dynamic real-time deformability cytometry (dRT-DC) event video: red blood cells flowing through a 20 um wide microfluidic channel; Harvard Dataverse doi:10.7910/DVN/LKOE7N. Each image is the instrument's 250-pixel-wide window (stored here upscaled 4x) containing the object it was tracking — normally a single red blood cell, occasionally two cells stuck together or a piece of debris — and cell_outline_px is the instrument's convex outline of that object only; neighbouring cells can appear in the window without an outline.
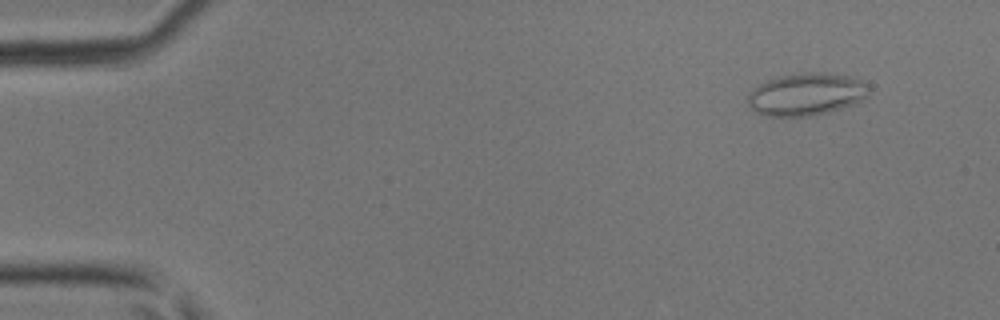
{"species": "common noctule bat (a hibernating species)", "species_latin": "Nyctalus noctula", "temperature_condition": "room temperature", "stored_images_in_passage": 47, "camera_frame_rate_fps": 3000, "um_per_image_px": 0.085, "animal": {"sex": "male", "body_mass_g": 17.9, "forearm_length_mm": 54.2}, "frame": {"image": 1, "passage_image": 5, "time_ms": 1.333, "image_size_px": [1000, 320], "cell_outline_px": [[872, 88], [868, 96], [852, 104], [828, 112], [812, 116], [768, 116], [756, 112], [748, 104], [748, 92], [760, 84], [768, 80], [780, 76], [808, 72], [820, 72], [848, 76], [860, 80], [868, 84]], "centroid_in_image_um": [68.55, 8.01], "position_along_channel_um": 16.4, "area_um2": 29.82}}
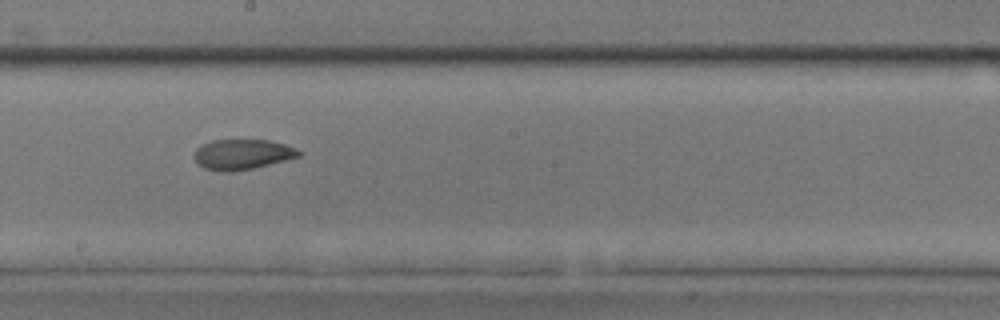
{"frame": {"image": 2, "passage_image": 27, "time_ms": 8.667, "image_size_px": [1000, 320], "cell_outline_px": [[300, 156], [252, 168], [232, 172], [220, 172], [204, 168], [196, 164], [192, 156], [196, 148], [212, 140], [268, 140], [284, 144], [296, 148], [300, 152]], "centroid_in_image_um": [20.52, 13.13], "position_along_channel_um": 227.7, "area_um2": 18.44}}
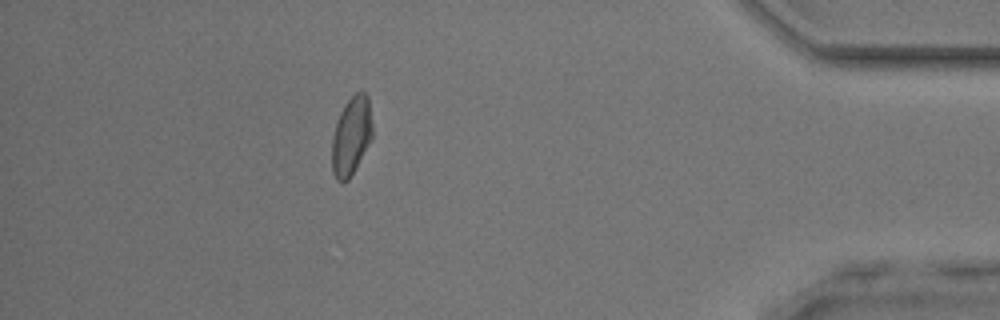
{"frame": {"image": 3, "passage_image": 42, "time_ms": 13.667, "image_size_px": [1000, 320], "cell_outline_px": [[372, 140], [356, 168], [348, 180], [336, 180], [332, 172], [332, 136], [336, 120], [344, 104], [356, 92], [364, 92], [368, 96], [372, 124]], "centroid_in_image_um": [29.86, 11.55], "position_along_channel_um": 405.3, "area_um2": 18.67}}